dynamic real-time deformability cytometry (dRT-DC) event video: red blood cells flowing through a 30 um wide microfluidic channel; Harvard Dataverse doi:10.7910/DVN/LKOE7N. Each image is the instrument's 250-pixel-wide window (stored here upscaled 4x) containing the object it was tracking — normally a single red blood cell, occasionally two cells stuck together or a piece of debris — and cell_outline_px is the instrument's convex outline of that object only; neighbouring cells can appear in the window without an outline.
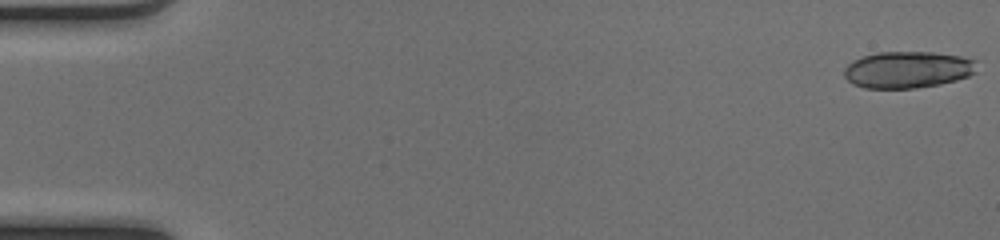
{"species": "common noctule bat (a hibernating species)", "species_latin": "Nyctalus noctula", "temperature_condition": "cold", "stored_images_in_passage": 18, "camera_frame_rate_fps": 3000, "um_per_image_px": 0.085, "animal": {"sex": "female", "body_mass_g": 17.0, "forearm_length_mm": 48.0}, "frame": {"image": 1, "passage_image": 1, "time_ms": 0.0, "image_size_px": [1000, 240], "cell_outline_px": [[976, 72], [968, 76], [956, 80], [940, 84], [916, 88], [864, 88], [852, 84], [844, 76], [844, 68], [852, 60], [876, 52], [932, 52], [960, 56], [976, 60]], "centroid_in_image_um": [77.14, 5.92], "position_along_channel_um": 7.9, "area_um2": 28.5}}